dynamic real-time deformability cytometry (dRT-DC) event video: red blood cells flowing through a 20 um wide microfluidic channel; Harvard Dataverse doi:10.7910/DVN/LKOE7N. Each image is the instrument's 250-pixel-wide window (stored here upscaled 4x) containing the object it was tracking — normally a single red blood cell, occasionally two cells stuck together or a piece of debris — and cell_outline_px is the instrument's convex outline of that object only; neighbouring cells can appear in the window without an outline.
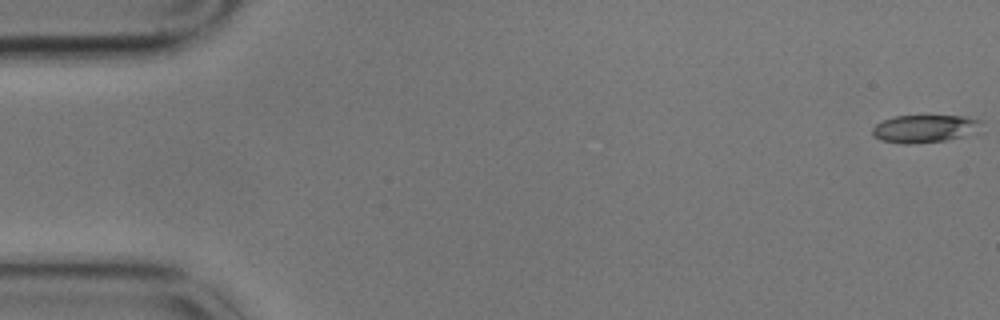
{"species": "common noctule bat (a hibernating species)", "species_latin": "Nyctalus noctula", "temperature_condition": "cold", "stored_images_in_passage": 58, "camera_frame_rate_fps": 3000, "um_per_image_px": 0.085, "animal": {"sex": "male", "body_mass_g": 17.9}, "frame": {"image": 1, "passage_image": 1, "time_ms": 0.0, "image_size_px": [1000, 320], "cell_outline_px": [[984, 120], [960, 136], [944, 140], [908, 144], [904, 144], [880, 140], [872, 136], [872, 128], [876, 124], [892, 116], [964, 116]], "centroid_in_image_um": [78.42, 10.92], "position_along_channel_um": 6.6, "area_um2": 16.94}}
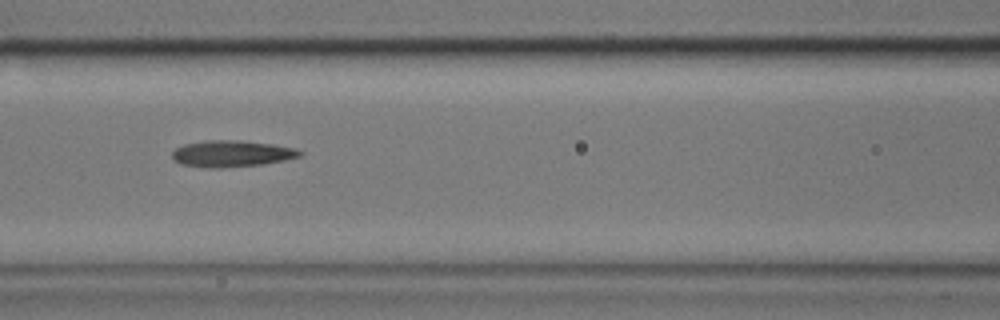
{"frame": {"image": 2, "passage_image": 25, "time_ms": 8.0, "image_size_px": [1000, 320], "cell_outline_px": [[304, 152], [300, 156], [284, 160], [260, 164], [220, 168], [204, 168], [180, 164], [172, 160], [172, 152], [176, 148], [184, 144], [204, 140], [236, 140], [272, 144], [296, 148]], "centroid_in_image_um": [19.65, 13.06], "position_along_channel_um": 147.0, "area_um2": 19.77}}
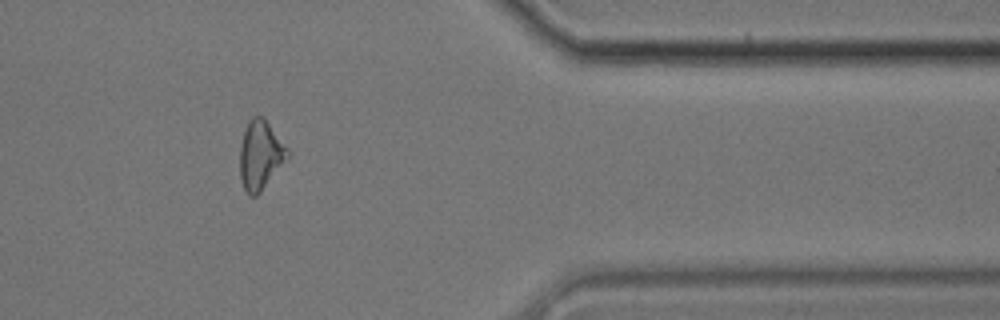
{"frame": {"image": 3, "passage_image": 48, "time_ms": 15.667, "image_size_px": [1000, 320], "cell_outline_px": [[292, 152], [260, 192], [256, 196], [248, 196], [240, 180], [240, 144], [244, 128], [248, 120], [252, 116], [264, 116]], "centroid_in_image_um": [22.13, 13.13], "position_along_channel_um": 389.3, "area_um2": 19.48}}